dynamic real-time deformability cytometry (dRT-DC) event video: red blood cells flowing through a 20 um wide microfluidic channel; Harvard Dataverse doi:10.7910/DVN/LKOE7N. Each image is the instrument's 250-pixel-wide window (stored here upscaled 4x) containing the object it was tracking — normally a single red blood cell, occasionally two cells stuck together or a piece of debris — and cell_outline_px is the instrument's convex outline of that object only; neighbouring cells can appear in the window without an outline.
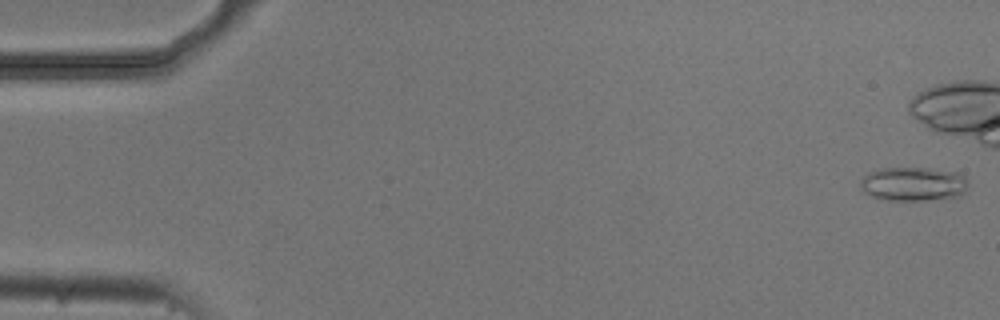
{"species": "common noctule bat (a hibernating species)", "species_latin": "Nyctalus noctula", "temperature_condition": "cold", "stored_images_in_passage": 5, "camera_frame_rate_fps": 3000, "um_per_image_px": 0.085, "animal": {"sex": "male", "body_mass_g": 20.5, "forearm_length_mm": 52.5}, "frame": {"image": 1, "passage_image": 1, "time_ms": 0.0, "image_size_px": [1000, 320], "cell_outline_px": [[968, 184], [964, 192], [960, 196], [920, 200], [888, 200], [872, 196], [864, 192], [860, 188], [860, 180], [868, 172], [880, 168], [928, 168], [956, 172], [964, 176], [968, 180]], "centroid_in_image_um": [77.61, 15.63], "position_along_channel_um": 7.4, "area_um2": 21.33}}